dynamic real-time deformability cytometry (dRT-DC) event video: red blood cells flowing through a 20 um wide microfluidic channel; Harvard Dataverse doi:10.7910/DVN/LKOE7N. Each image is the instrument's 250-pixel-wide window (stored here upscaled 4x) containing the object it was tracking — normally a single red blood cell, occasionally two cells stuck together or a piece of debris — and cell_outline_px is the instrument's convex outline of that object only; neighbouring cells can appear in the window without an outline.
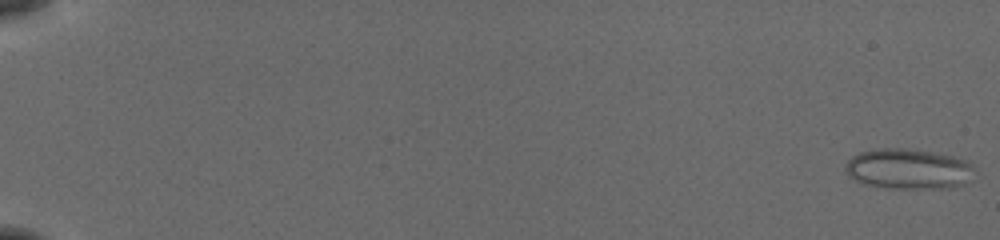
{"species": "common noctule bat (a hibernating species)", "species_latin": "Nyctalus noctula", "temperature_condition": "cold", "stored_images_in_passage": 55, "camera_frame_rate_fps": 3000, "um_per_image_px": 0.085, "animal": {"sex": "female", "body_mass_g": 19.5, "forearm_length_mm": 54.1}, "frame": {"image": 1, "passage_image": 1, "time_ms": 0.0, "image_size_px": [1000, 240], "cell_outline_px": [[972, 168], [964, 184], [952, 188], [884, 188], [864, 184], [848, 176], [844, 172], [844, 168], [848, 160], [852, 156], [860, 152], [884, 148], [904, 148], [932, 152], [952, 156], [968, 160]], "centroid_in_image_um": [77.14, 14.36], "position_along_channel_um": 7.9, "area_um2": 30.17}}
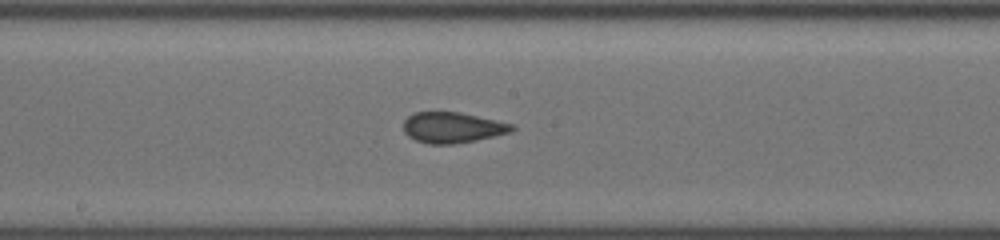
{"frame": {"image": 2, "passage_image": 32, "time_ms": 10.333, "image_size_px": [1000, 240], "cell_outline_px": [[516, 128], [512, 132], [476, 140], [452, 144], [428, 144], [416, 140], [408, 136], [404, 132], [404, 120], [408, 116], [416, 112], [460, 112], [516, 124]], "centroid_in_image_um": [38.5, 10.84], "position_along_channel_um": 209.7, "area_um2": 19.54}}
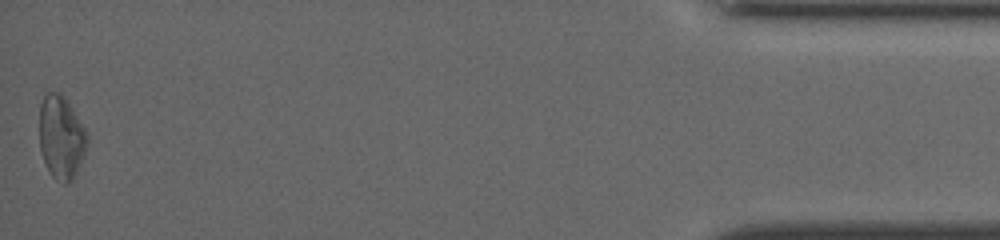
{"frame": {"image": 3, "passage_image": 55, "time_ms": 18.0, "image_size_px": [1000, 240], "cell_outline_px": [[88, 144], [80, 164], [72, 180], [64, 184], [56, 180], [52, 176], [44, 160], [40, 148], [40, 104], [44, 96], [48, 92], [60, 92], [64, 96], [72, 108], [84, 128], [88, 136]], "centroid_in_image_um": [5.21, 11.66], "position_along_channel_um": 430.0, "area_um2": 22.95}, "authors_computed_cell_mechanics": {"area_um2": 20.7502, "velocity_mm_per_s": 3.8784, "shape_relaxation_time_tau1_ms": null, "shape_relaxation_time_tau2_ms": 1.3089, "deformation_change_tau1": null, "deformation_change_tau2": 0.0595}}